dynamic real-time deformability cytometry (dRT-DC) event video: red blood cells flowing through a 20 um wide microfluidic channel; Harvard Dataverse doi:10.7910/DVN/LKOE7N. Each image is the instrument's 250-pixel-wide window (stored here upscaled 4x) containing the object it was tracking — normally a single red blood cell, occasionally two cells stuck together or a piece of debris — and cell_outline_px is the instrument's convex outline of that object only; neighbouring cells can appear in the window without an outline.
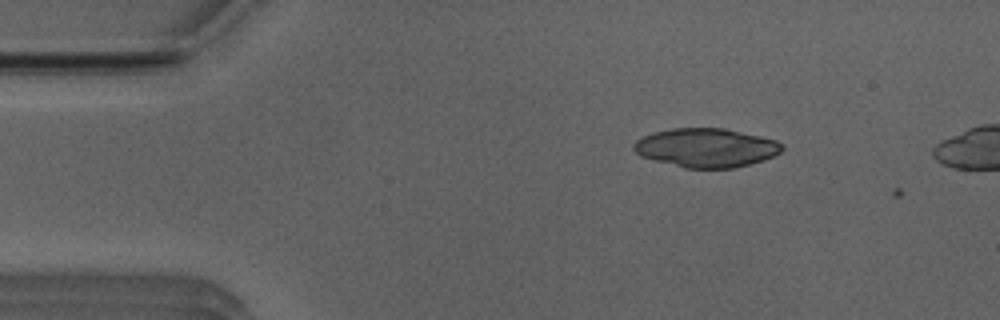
{"species": "Egyptian fruit bat (a non-hibernating species)", "species_latin": "Rousettus aegyptiacus", "temperature_condition": "room temperature", "stored_images_in_passage": 4, "camera_frame_rate_fps": 3000, "um_per_image_px": 0.085, "animal": {"sex": "male"}, "frame": {"image": 1, "passage_image": 3, "time_ms": 0.667, "image_size_px": [1000, 320], "cell_outline_px": [[784, 148], [780, 152], [764, 160], [732, 168], [684, 168], [640, 156], [632, 148], [632, 144], [636, 140], [644, 136], [656, 132], [672, 128], [724, 128], [760, 136], [776, 140], [784, 144]], "centroid_in_image_um": [60.03, 12.56], "position_along_channel_um": 25.0, "area_um2": 33.52}}